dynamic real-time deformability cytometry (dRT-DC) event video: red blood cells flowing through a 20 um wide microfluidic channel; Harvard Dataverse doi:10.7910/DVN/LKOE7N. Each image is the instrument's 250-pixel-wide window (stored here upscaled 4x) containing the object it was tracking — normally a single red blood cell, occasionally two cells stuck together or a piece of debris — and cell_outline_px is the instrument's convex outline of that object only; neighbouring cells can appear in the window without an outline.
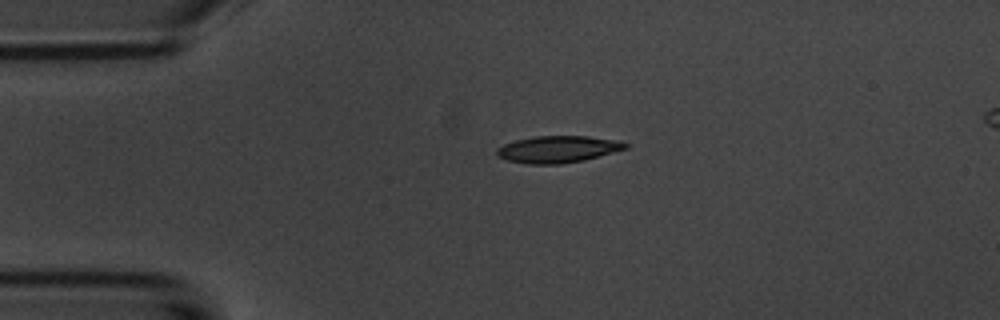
{"species": "common noctule bat (a hibernating species)", "species_latin": "Nyctalus noctula", "temperature_condition": "room temperature", "stored_images_in_passage": 1, "camera_frame_rate_fps": 3000, "um_per_image_px": 0.085, "animal": {"sex": "male", "body_mass_g": 20.1, "forearm_length_mm": 53.5}, "frame": {"image": 1, "passage_image": 1, "time_ms": 0.0, "image_size_px": [1000, 320], "cell_outline_px": [[628, 148], [584, 160], [560, 164], [528, 164], [508, 160], [496, 156], [496, 148], [504, 144], [516, 140], [532, 136], [588, 136], [616, 140], [628, 144]], "centroid_in_image_um": [47.39, 12.68], "position_along_channel_um": 37.6, "area_um2": 20.11}}